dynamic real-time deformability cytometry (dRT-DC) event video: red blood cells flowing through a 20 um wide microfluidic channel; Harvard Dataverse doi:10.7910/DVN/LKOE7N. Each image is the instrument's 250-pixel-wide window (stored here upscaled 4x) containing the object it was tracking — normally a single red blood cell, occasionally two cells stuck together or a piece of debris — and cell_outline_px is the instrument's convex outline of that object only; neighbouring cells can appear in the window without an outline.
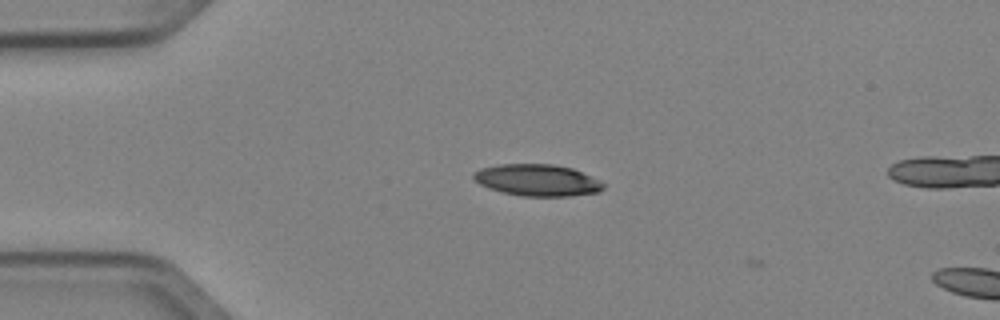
{"species": "Egyptian fruit bat (a non-hibernating species)", "species_latin": "Rousettus aegyptiacus", "temperature_condition": "cold", "stored_images_in_passage": 2, "camera_frame_rate_fps": 3000, "um_per_image_px": 0.085, "animal": {"sex": "female"}, "frame": {"image": 1, "passage_image": 1, "time_ms": 0.0, "image_size_px": [1000, 320], "cell_outline_px": [[604, 188], [596, 192], [568, 196], [520, 196], [488, 188], [480, 184], [472, 176], [472, 172], [480, 168], [500, 164], [552, 164], [572, 168], [600, 180], [604, 184]], "centroid_in_image_um": [45.65, 15.3], "position_along_channel_um": 39.4, "area_um2": 23.87}}